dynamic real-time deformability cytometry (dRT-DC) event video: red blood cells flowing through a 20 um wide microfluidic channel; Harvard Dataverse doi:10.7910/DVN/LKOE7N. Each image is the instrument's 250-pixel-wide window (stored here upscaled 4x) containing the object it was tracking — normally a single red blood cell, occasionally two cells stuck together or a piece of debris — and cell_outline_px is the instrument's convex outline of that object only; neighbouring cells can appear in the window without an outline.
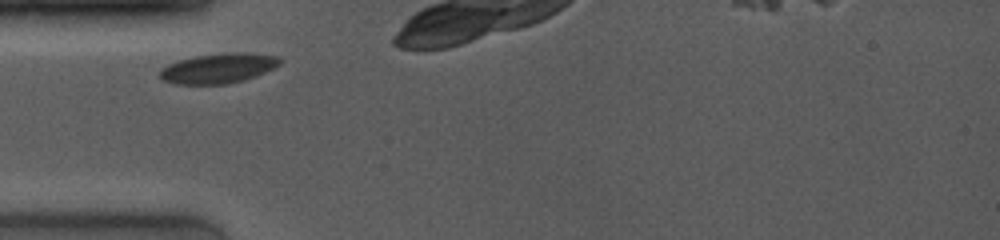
{"species": "common noctule bat (a hibernating species)", "species_latin": "Nyctalus noctula", "temperature_condition": "room temperature", "stored_images_in_passage": 3, "camera_frame_rate_fps": 4000, "um_per_image_px": 0.085, "animal": {"sex": "female", "body_mass_g": 19.0, "forearm_length_mm": 53.3}, "frame": {"image": 1, "passage_image": 1, "time_ms": 0.0, "image_size_px": [1000, 240], "cell_outline_px": [[284, 60], [280, 64], [264, 72], [244, 80], [228, 84], [176, 84], [164, 80], [160, 76], [160, 68], [168, 64], [192, 56], [228, 52], [248, 52], [280, 56]], "centroid_in_image_um": [18.59, 5.78], "position_along_channel_um": 66.4, "area_um2": 21.1}}